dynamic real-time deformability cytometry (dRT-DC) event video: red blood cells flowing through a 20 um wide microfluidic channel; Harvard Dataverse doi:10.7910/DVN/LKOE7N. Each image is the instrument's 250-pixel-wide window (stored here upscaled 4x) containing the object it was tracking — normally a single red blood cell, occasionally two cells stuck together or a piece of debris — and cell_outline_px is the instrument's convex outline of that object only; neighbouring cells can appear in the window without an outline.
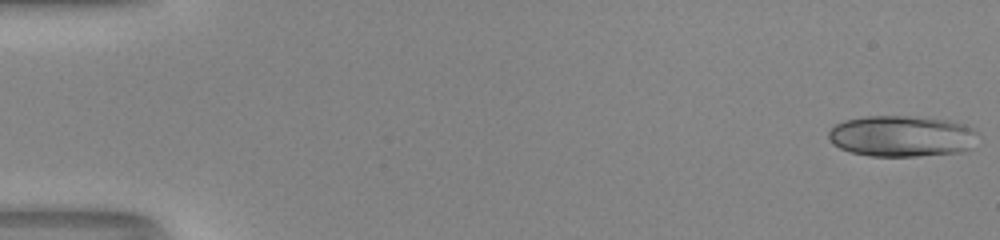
{"species": "human", "species_latin": "Homo sapiens", "temperature_condition": "room temperature", "stored_images_in_passage": 51, "camera_frame_rate_fps": 3000, "um_per_image_px": 0.085, "donor": {"sex": "male"}, "frame": {"image": 1, "passage_image": 1, "time_ms": 0.0, "image_size_px": [1000, 240], "cell_outline_px": [[980, 132], [972, 148], [964, 152], [916, 156], [872, 156], [852, 152], [840, 148], [832, 144], [828, 136], [828, 132], [836, 124], [844, 120], [864, 116], [908, 116], [948, 120], [964, 124]], "centroid_in_image_um": [76.69, 11.57], "position_along_channel_um": 8.3, "area_um2": 36.13}}
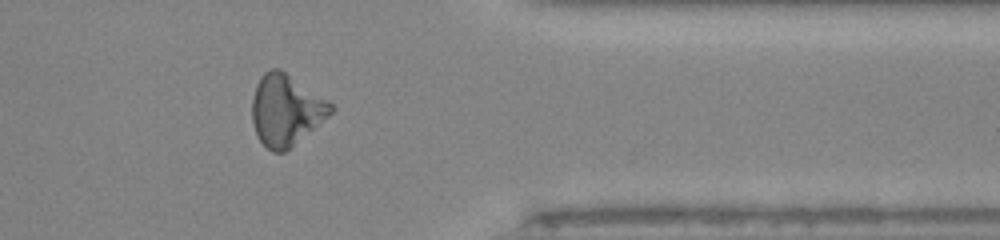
{"frame": {"image": 2, "passage_image": 42, "time_ms": 13.667, "image_size_px": [1000, 240], "cell_outline_px": [[336, 108], [328, 116], [284, 152], [272, 152], [256, 136], [252, 120], [252, 100], [256, 84], [260, 76], [264, 72], [272, 68], [280, 68], [332, 104]], "centroid_in_image_um": [24.26, 9.34], "position_along_channel_um": 387.1, "area_um2": 32.14}}
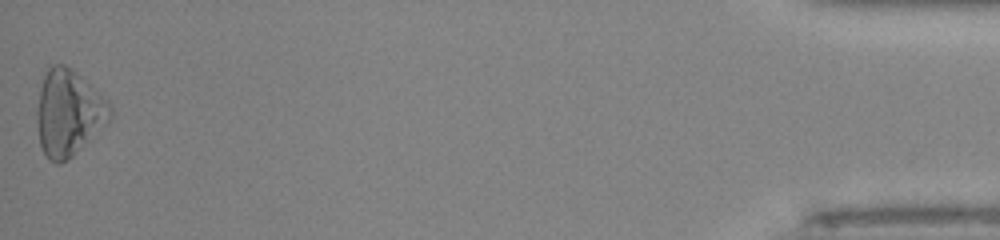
{"frame": {"image": 3, "passage_image": 51, "time_ms": 16.667, "image_size_px": [1000, 240], "cell_outline_px": [[112, 116], [72, 156], [60, 164], [56, 164], [48, 160], [40, 144], [36, 120], [36, 112], [40, 88], [44, 76], [48, 68], [52, 64], [64, 64], [76, 72], [112, 108]], "centroid_in_image_um": [5.76, 9.61], "position_along_channel_um": 429.4, "area_um2": 35.78}, "authors_computed_cell_mechanics": {"area_um2": 32.1946, "velocity_mm_per_s": 4.1594, "shape_relaxation_time_tau1_ms": 8.1114, "shape_relaxation_time_tau2_ms": 7.999, "deformation_change_tau1": 0.2126, "deformation_change_tau2": 0.1803}}